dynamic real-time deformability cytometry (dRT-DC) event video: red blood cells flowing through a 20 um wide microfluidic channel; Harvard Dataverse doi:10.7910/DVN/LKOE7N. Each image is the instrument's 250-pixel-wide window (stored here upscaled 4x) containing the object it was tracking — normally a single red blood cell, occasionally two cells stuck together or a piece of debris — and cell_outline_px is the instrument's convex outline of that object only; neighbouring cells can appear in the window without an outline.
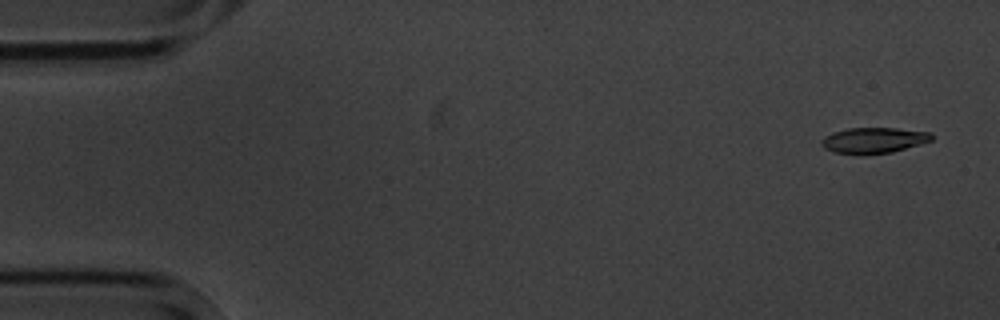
{"species": "common noctule bat (a hibernating species)", "species_latin": "Nyctalus noctula", "temperature_condition": "cold", "stored_images_in_passage": 3, "camera_frame_rate_fps": 3000, "um_per_image_px": 0.085, "animal": {"sex": "male", "body_mass_g": 20.1, "forearm_length_mm": 53.5}, "frame": {"image": 1, "passage_image": 1, "time_ms": 0.0, "image_size_px": [1000, 320], "cell_outline_px": [[936, 136], [932, 140], [920, 144], [892, 152], [836, 152], [824, 148], [820, 144], [820, 140], [824, 136], [832, 132], [848, 128], [896, 128], [932, 132]], "centroid_in_image_um": [74.31, 11.88], "position_along_channel_um": 10.7, "area_um2": 16.13}}